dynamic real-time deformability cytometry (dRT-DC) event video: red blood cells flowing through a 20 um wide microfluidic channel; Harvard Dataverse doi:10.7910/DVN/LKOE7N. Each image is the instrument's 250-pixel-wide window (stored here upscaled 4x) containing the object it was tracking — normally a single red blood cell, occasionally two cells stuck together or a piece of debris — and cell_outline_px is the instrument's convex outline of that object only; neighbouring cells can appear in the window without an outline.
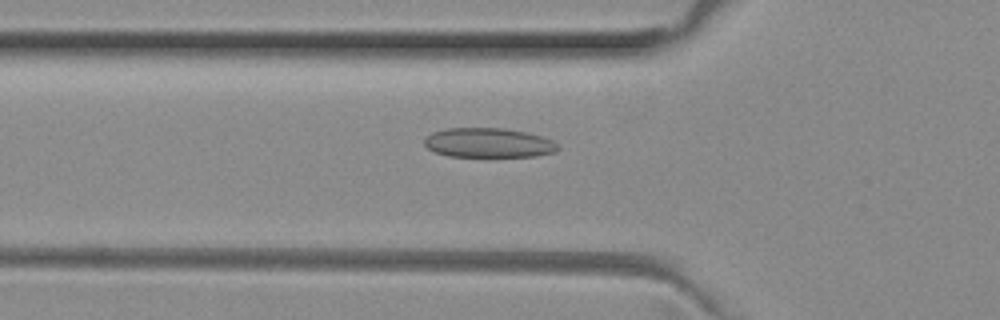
{"species": "common noctule bat (a hibernating species)", "species_latin": "Nyctalus noctula", "temperature_condition": "room temperature", "stored_images_in_passage": 37, "camera_frame_rate_fps": 3000, "um_per_image_px": 0.085, "animal": {"sex": "female", "body_mass_g": 29.2, "forearm_length_mm": 56.3}, "frame": {"image": 1, "passage_image": 9, "time_ms": 2.667, "image_size_px": [1000, 320], "cell_outline_px": [[560, 148], [556, 152], [536, 156], [448, 156], [436, 152], [428, 148], [424, 144], [424, 136], [432, 132], [444, 128], [504, 128], [524, 132], [540, 136], [552, 140]], "centroid_in_image_um": [41.49, 12.13], "position_along_channel_um": 84.3, "area_um2": 22.95}}
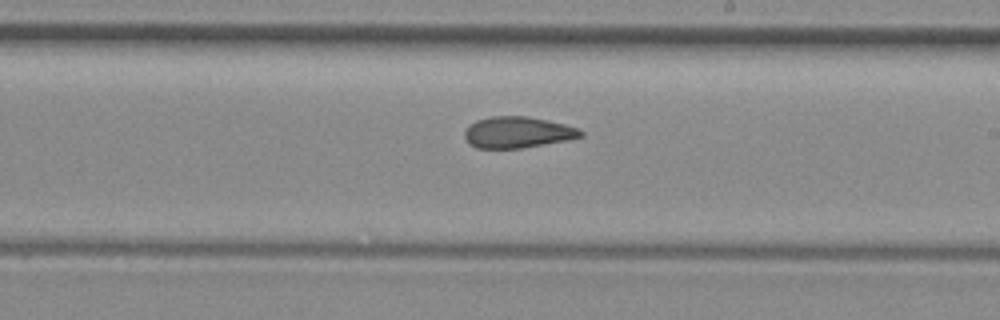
{"frame": {"image": 2, "passage_image": 21, "time_ms": 6.667, "image_size_px": [1000, 320], "cell_outline_px": [[584, 136], [564, 140], [520, 148], [476, 148], [468, 144], [464, 136], [464, 132], [468, 124], [476, 120], [488, 116], [528, 116], [548, 120], [580, 128], [584, 132]], "centroid_in_image_um": [43.95, 11.23], "position_along_channel_um": 245.0, "area_um2": 21.27}}
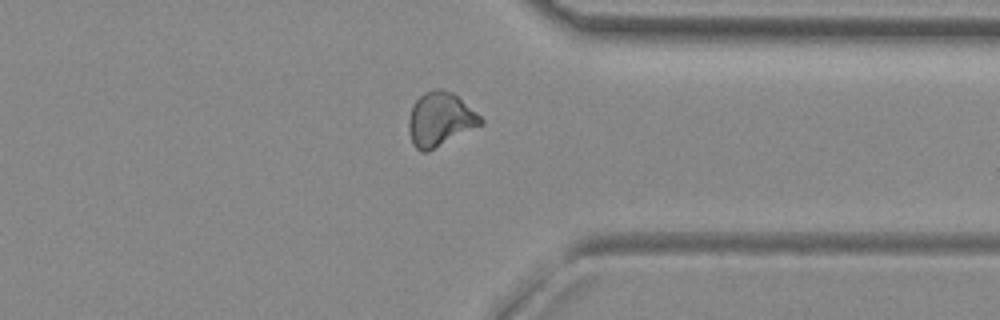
{"frame": {"image": 3, "passage_image": 31, "time_ms": 10.0, "image_size_px": [1000, 320], "cell_outline_px": [[484, 124], [428, 152], [420, 152], [412, 144], [408, 128], [408, 120], [412, 104], [424, 92], [436, 88], [444, 88], [452, 92], [476, 112], [484, 120]], "centroid_in_image_um": [37.4, 10.15], "position_along_channel_um": 374.0, "area_um2": 22.89}, "authors_computed_cell_mechanics": {"area_um2": 21.7328, "velocity_mm_per_s": 4.0009, "shape_relaxation_time_tau1_ms": null, "shape_relaxation_time_tau2_ms": 1.9189, "deformation_change_tau1": null, "deformation_change_tau2": 0.0944}}